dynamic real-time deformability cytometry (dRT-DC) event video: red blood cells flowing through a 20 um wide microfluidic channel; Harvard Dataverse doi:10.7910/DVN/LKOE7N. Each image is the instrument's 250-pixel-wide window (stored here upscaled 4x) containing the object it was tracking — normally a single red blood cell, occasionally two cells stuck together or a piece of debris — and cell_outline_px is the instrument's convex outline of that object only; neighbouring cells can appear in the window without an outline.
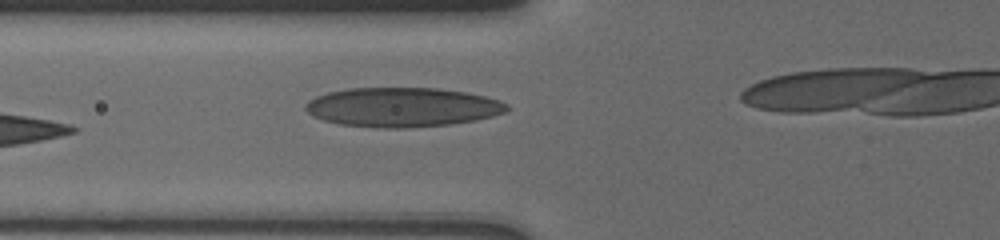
{"species": "human", "species_latin": "Homo sapiens", "temperature_condition": "cold", "stored_images_in_passage": 3, "camera_frame_rate_fps": 3000, "um_per_image_px": 0.085, "donor": {"sex": "male"}, "frame": {"image": 1, "passage_image": 2, "time_ms": 1.0, "image_size_px": [1000, 240], "cell_outline_px": [[508, 108], [504, 112], [492, 116], [476, 120], [452, 124], [404, 128], [384, 128], [340, 124], [324, 120], [312, 116], [304, 108], [304, 104], [308, 100], [316, 96], [328, 92], [348, 88], [436, 88], [464, 92], [484, 96], [508, 104]], "centroid_in_image_um": [34.15, 9.11], "position_along_channel_um": 91.7, "area_um2": 46.07}}